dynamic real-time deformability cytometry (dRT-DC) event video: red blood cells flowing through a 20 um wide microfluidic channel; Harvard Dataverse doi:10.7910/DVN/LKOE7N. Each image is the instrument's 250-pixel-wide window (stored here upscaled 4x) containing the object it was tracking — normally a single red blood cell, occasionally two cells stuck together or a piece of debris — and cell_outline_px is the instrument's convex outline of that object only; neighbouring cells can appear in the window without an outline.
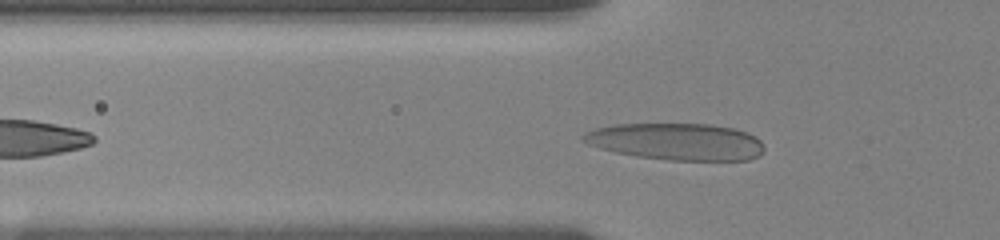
{"species": "human", "species_latin": "Homo sapiens", "temperature_condition": "room temperature", "stored_images_in_passage": 40, "camera_frame_rate_fps": 3000, "um_per_image_px": 0.085, "donor": {"sex": "female"}, "frame": {"image": 1, "passage_image": 10, "time_ms": 3.0, "image_size_px": [1000, 240], "cell_outline_px": [[764, 152], [760, 156], [748, 160], [672, 160], [636, 156], [616, 152], [600, 148], [588, 144], [580, 140], [580, 136], [584, 132], [596, 128], [612, 124], [712, 124], [736, 128], [748, 132], [756, 136], [760, 140], [764, 148]], "centroid_in_image_um": [57.51, 12.03], "position_along_channel_um": 68.3, "area_um2": 39.25}}
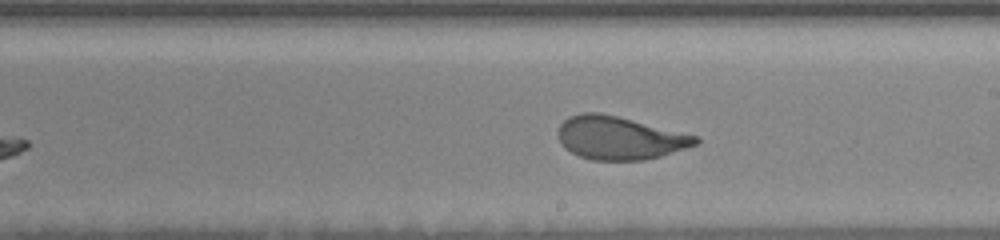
{"frame": {"image": 2, "passage_image": 24, "time_ms": 7.667, "image_size_px": [1000, 240], "cell_outline_px": [[700, 140], [696, 144], [660, 156], [644, 160], [592, 160], [580, 156], [564, 148], [556, 132], [560, 124], [568, 116], [584, 112], [600, 112], [700, 136]], "centroid_in_image_um": [52.64, 11.71], "position_along_channel_um": 236.4, "area_um2": 34.51}}
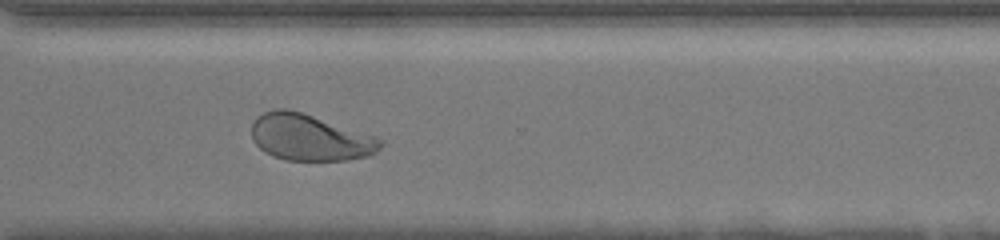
{"frame": {"image": 3, "passage_image": 33, "time_ms": 10.667, "image_size_px": [1000, 240], "cell_outline_px": [[384, 144], [372, 156], [348, 160], [284, 160], [272, 156], [264, 152], [252, 140], [252, 120], [256, 116], [264, 112], [276, 108], [288, 108], [376, 136]], "centroid_in_image_um": [26.32, 11.69], "position_along_channel_um": 344.3, "area_um2": 35.08}, "authors_computed_cell_mechanics": {"area_um2": 35.1713, "velocity_mm_per_s": 3.6088, "shape_relaxation_time_tau1_ms": 3.0613, "shape_relaxation_time_tau2_ms": null, "deformation_change_tau1": 0.1892, "deformation_change_tau2": null}}